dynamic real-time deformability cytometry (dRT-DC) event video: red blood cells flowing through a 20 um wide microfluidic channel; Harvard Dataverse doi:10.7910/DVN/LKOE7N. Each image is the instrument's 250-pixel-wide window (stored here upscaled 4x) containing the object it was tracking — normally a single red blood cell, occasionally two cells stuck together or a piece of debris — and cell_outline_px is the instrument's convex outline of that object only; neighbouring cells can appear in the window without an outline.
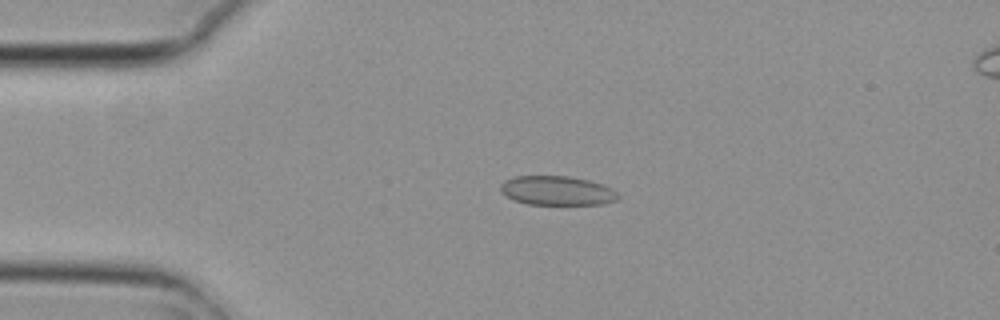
{"species": "common noctule bat (a hibernating species)", "species_latin": "Nyctalus noctula", "temperature_condition": "cold", "stored_images_in_passage": 5, "camera_frame_rate_fps": 3000, "um_per_image_px": 0.085, "animal": {"sex": "female", "body_mass_g": 29.2, "forearm_length_mm": 56.3}, "frame": {"image": 1, "passage_image": 3, "time_ms": 0.667, "image_size_px": [1000, 320], "cell_outline_px": [[620, 196], [616, 200], [604, 204], [528, 204], [512, 200], [500, 192], [500, 184], [504, 180], [516, 176], [568, 176], [588, 180], [604, 184], [612, 188]], "centroid_in_image_um": [47.33, 16.2], "position_along_channel_um": 37.7, "area_um2": 20.17}}